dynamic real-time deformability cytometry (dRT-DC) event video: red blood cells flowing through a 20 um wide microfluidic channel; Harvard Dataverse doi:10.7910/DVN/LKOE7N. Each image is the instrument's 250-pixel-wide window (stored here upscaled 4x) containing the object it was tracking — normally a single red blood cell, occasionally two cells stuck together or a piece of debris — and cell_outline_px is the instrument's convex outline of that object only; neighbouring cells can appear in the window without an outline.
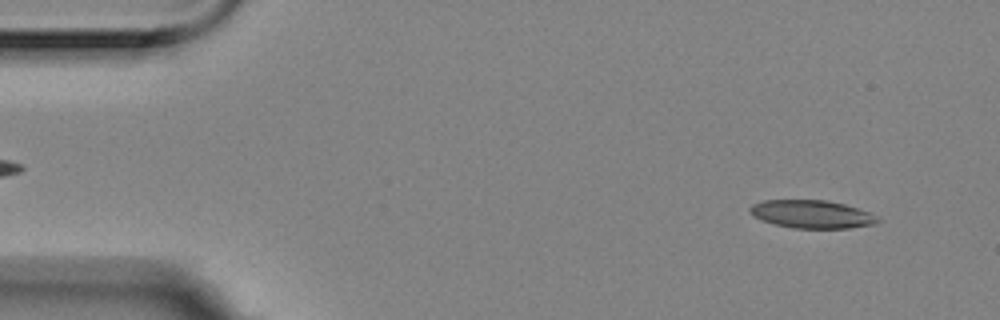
{"species": "Egyptian fruit bat (a non-hibernating species)", "species_latin": "Rousettus aegyptiacus", "temperature_condition": "room temperature", "stored_images_in_passage": 5, "segment_of_instrument_passage": [2, 2], "camera_frame_rate_fps": 3000, "um_per_image_px": 0.085, "animal": {"sex": "female"}, "frame": {"image": 1, "passage_image": 5, "time_ms": 1.333, "image_size_px": [1000, 320], "cell_outline_px": [[880, 220], [876, 224], [848, 228], [792, 228], [776, 224], [752, 216], [748, 212], [748, 208], [752, 204], [764, 200], [828, 200], [844, 204], [868, 212], [876, 216]], "centroid_in_image_um": [68.97, 18.2], "position_along_channel_um": 16.0, "area_um2": 20.81}}